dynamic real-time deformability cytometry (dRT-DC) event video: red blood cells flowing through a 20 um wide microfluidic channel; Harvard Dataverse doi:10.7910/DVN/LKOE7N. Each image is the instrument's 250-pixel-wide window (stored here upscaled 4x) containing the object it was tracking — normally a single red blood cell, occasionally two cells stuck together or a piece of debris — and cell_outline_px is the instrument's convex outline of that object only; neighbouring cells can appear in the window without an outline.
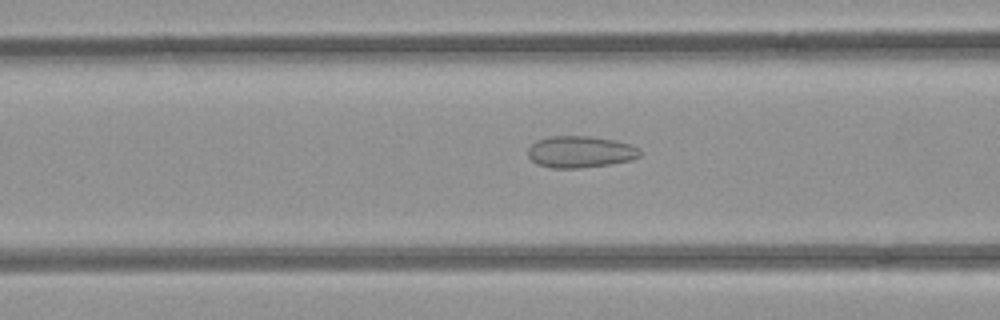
{"species": "common noctule bat (a hibernating species)", "species_latin": "Nyctalus noctula", "temperature_condition": "room temperature", "stored_images_in_passage": 45, "camera_frame_rate_fps": 3000, "um_per_image_px": 0.085, "animal": {"sex": "female", "body_mass_g": 21.9}, "frame": {"image": 1, "passage_image": 13, "time_ms": 4.0, "image_size_px": [1000, 320], "cell_outline_px": [[640, 156], [632, 160], [608, 164], [580, 168], [552, 168], [536, 164], [528, 156], [528, 148], [536, 140], [548, 136], [588, 136], [616, 140], [628, 144], [636, 148], [640, 152]], "centroid_in_image_um": [49.28, 12.9], "position_along_channel_um": 117.3, "area_um2": 20.63}}
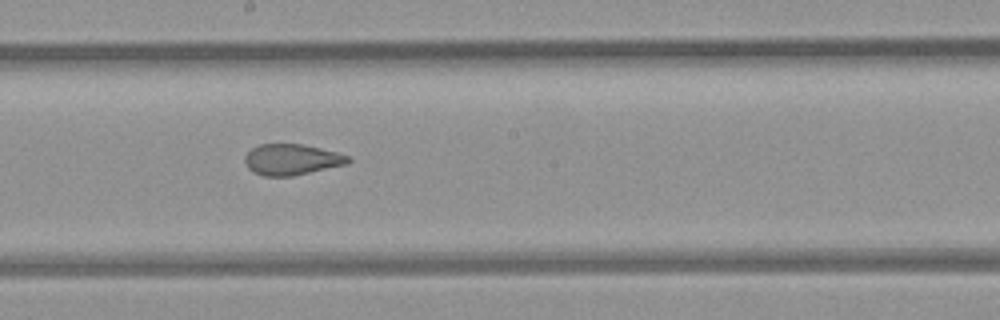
{"frame": {"image": 2, "passage_image": 21, "time_ms": 6.667, "image_size_px": [1000, 320], "cell_outline_px": [[352, 160], [348, 164], [292, 176], [264, 176], [252, 172], [248, 168], [244, 160], [244, 156], [252, 148], [260, 144], [300, 144], [320, 148], [336, 152], [348, 156]], "centroid_in_image_um": [24.78, 13.57], "position_along_channel_um": 223.4, "area_um2": 18.61}}
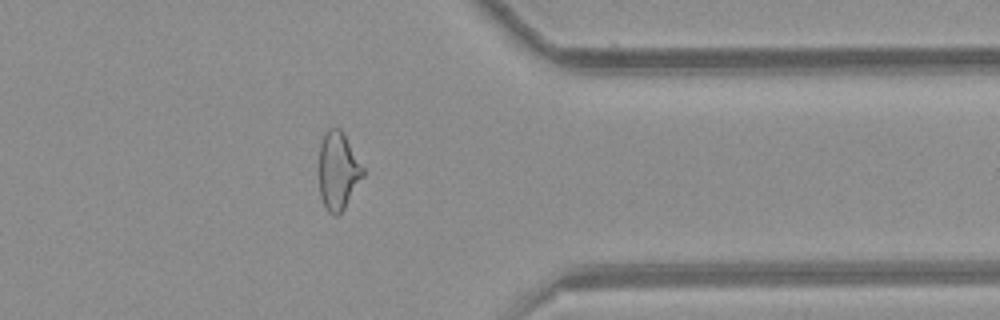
{"frame": {"image": 3, "passage_image": 34, "time_ms": 11.0, "image_size_px": [1000, 320], "cell_outline_px": [[364, 176], [340, 216], [332, 216], [328, 212], [320, 196], [320, 144], [328, 128], [340, 128], [364, 168]], "centroid_in_image_um": [28.75, 14.58], "position_along_channel_um": 382.6, "area_um2": 19.83}}